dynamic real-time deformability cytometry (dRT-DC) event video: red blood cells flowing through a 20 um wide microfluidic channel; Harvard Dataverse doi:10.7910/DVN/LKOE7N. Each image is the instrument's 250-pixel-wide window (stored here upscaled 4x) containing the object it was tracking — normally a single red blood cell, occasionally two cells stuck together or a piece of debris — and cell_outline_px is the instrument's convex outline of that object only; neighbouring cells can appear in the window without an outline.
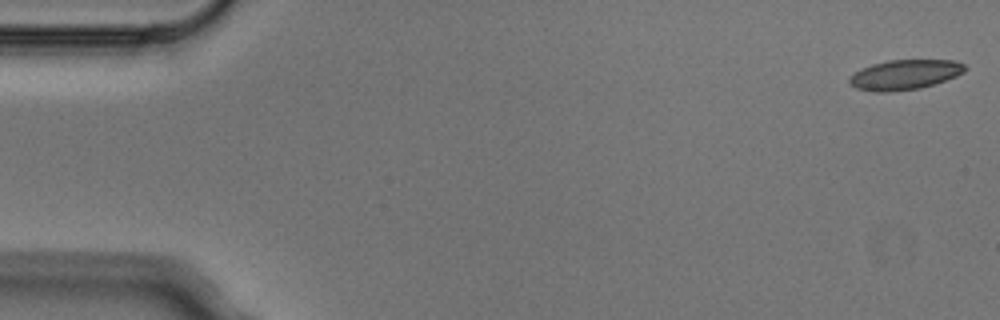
{"species": "Egyptian fruit bat (a non-hibernating species)", "species_latin": "Rousettus aegyptiacus", "temperature_condition": "cold", "stored_images_in_passage": 4, "camera_frame_rate_fps": 3000, "um_per_image_px": 0.085, "animal": {"sex": "male"}, "frame": {"image": 1, "passage_image": 1, "time_ms": 0.0, "image_size_px": [1000, 320], "cell_outline_px": [[968, 68], [964, 72], [956, 76], [920, 88], [884, 92], [872, 92], [856, 88], [848, 84], [848, 76], [872, 64], [888, 60], [956, 60], [964, 64]], "centroid_in_image_um": [76.88, 6.34], "position_along_channel_um": 8.1, "area_um2": 20.11}}